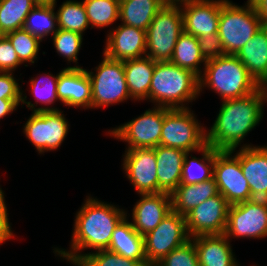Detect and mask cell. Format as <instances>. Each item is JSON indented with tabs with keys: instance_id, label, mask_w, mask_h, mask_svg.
<instances>
[{
	"instance_id": "1",
	"label": "cell",
	"mask_w": 267,
	"mask_h": 266,
	"mask_svg": "<svg viewBox=\"0 0 267 266\" xmlns=\"http://www.w3.org/2000/svg\"><path fill=\"white\" fill-rule=\"evenodd\" d=\"M126 216L124 209L87 197L75 216L71 250L55 248L53 252L76 266L80 262V250L108 249L113 231Z\"/></svg>"
},
{
	"instance_id": "2",
	"label": "cell",
	"mask_w": 267,
	"mask_h": 266,
	"mask_svg": "<svg viewBox=\"0 0 267 266\" xmlns=\"http://www.w3.org/2000/svg\"><path fill=\"white\" fill-rule=\"evenodd\" d=\"M266 102L263 86L245 97L223 100L211 129L206 131V144L217 150H236L262 120Z\"/></svg>"
},
{
	"instance_id": "3",
	"label": "cell",
	"mask_w": 267,
	"mask_h": 266,
	"mask_svg": "<svg viewBox=\"0 0 267 266\" xmlns=\"http://www.w3.org/2000/svg\"><path fill=\"white\" fill-rule=\"evenodd\" d=\"M199 94L196 74L170 61L155 62L149 89L150 102L169 109H188L185 103L195 101Z\"/></svg>"
},
{
	"instance_id": "4",
	"label": "cell",
	"mask_w": 267,
	"mask_h": 266,
	"mask_svg": "<svg viewBox=\"0 0 267 266\" xmlns=\"http://www.w3.org/2000/svg\"><path fill=\"white\" fill-rule=\"evenodd\" d=\"M204 72L199 77V92L209 87L222 100L242 98L255 92L260 86L249 75L241 61L231 54L206 60Z\"/></svg>"
},
{
	"instance_id": "5",
	"label": "cell",
	"mask_w": 267,
	"mask_h": 266,
	"mask_svg": "<svg viewBox=\"0 0 267 266\" xmlns=\"http://www.w3.org/2000/svg\"><path fill=\"white\" fill-rule=\"evenodd\" d=\"M263 26L250 0L238 6L221 0L218 34L225 54L235 55Z\"/></svg>"
},
{
	"instance_id": "6",
	"label": "cell",
	"mask_w": 267,
	"mask_h": 266,
	"mask_svg": "<svg viewBox=\"0 0 267 266\" xmlns=\"http://www.w3.org/2000/svg\"><path fill=\"white\" fill-rule=\"evenodd\" d=\"M183 31L180 5L167 1L146 30V56L155 62L170 61Z\"/></svg>"
},
{
	"instance_id": "7",
	"label": "cell",
	"mask_w": 267,
	"mask_h": 266,
	"mask_svg": "<svg viewBox=\"0 0 267 266\" xmlns=\"http://www.w3.org/2000/svg\"><path fill=\"white\" fill-rule=\"evenodd\" d=\"M191 109L164 107L160 145L196 152L206 145V128L195 118Z\"/></svg>"
},
{
	"instance_id": "8",
	"label": "cell",
	"mask_w": 267,
	"mask_h": 266,
	"mask_svg": "<svg viewBox=\"0 0 267 266\" xmlns=\"http://www.w3.org/2000/svg\"><path fill=\"white\" fill-rule=\"evenodd\" d=\"M87 71L92 90V109L107 107L131 99L125 79L123 61L108 58L103 53V60L95 68Z\"/></svg>"
},
{
	"instance_id": "9",
	"label": "cell",
	"mask_w": 267,
	"mask_h": 266,
	"mask_svg": "<svg viewBox=\"0 0 267 266\" xmlns=\"http://www.w3.org/2000/svg\"><path fill=\"white\" fill-rule=\"evenodd\" d=\"M189 240L185 216L171 211L154 230L144 235L147 265L155 266L173 249Z\"/></svg>"
},
{
	"instance_id": "10",
	"label": "cell",
	"mask_w": 267,
	"mask_h": 266,
	"mask_svg": "<svg viewBox=\"0 0 267 266\" xmlns=\"http://www.w3.org/2000/svg\"><path fill=\"white\" fill-rule=\"evenodd\" d=\"M224 235L229 240L267 237V200L252 199L230 205Z\"/></svg>"
},
{
	"instance_id": "11",
	"label": "cell",
	"mask_w": 267,
	"mask_h": 266,
	"mask_svg": "<svg viewBox=\"0 0 267 266\" xmlns=\"http://www.w3.org/2000/svg\"><path fill=\"white\" fill-rule=\"evenodd\" d=\"M69 124L63 111L32 112L24 125L23 132L27 139L41 154L57 150L65 140Z\"/></svg>"
},
{
	"instance_id": "12",
	"label": "cell",
	"mask_w": 267,
	"mask_h": 266,
	"mask_svg": "<svg viewBox=\"0 0 267 266\" xmlns=\"http://www.w3.org/2000/svg\"><path fill=\"white\" fill-rule=\"evenodd\" d=\"M232 150L215 149V162L213 178L217 184L218 192L230 205L252 200L251 191L243 175L240 159Z\"/></svg>"
},
{
	"instance_id": "13",
	"label": "cell",
	"mask_w": 267,
	"mask_h": 266,
	"mask_svg": "<svg viewBox=\"0 0 267 266\" xmlns=\"http://www.w3.org/2000/svg\"><path fill=\"white\" fill-rule=\"evenodd\" d=\"M163 121L164 107L155 106L137 118L109 130L108 133L127 142L126 149L154 148L160 145Z\"/></svg>"
},
{
	"instance_id": "14",
	"label": "cell",
	"mask_w": 267,
	"mask_h": 266,
	"mask_svg": "<svg viewBox=\"0 0 267 266\" xmlns=\"http://www.w3.org/2000/svg\"><path fill=\"white\" fill-rule=\"evenodd\" d=\"M229 206L227 200L218 193L193 208L185 215L189 237L224 234Z\"/></svg>"
},
{
	"instance_id": "15",
	"label": "cell",
	"mask_w": 267,
	"mask_h": 266,
	"mask_svg": "<svg viewBox=\"0 0 267 266\" xmlns=\"http://www.w3.org/2000/svg\"><path fill=\"white\" fill-rule=\"evenodd\" d=\"M123 170L140 194H157V162L154 148L127 149L123 155Z\"/></svg>"
},
{
	"instance_id": "16",
	"label": "cell",
	"mask_w": 267,
	"mask_h": 266,
	"mask_svg": "<svg viewBox=\"0 0 267 266\" xmlns=\"http://www.w3.org/2000/svg\"><path fill=\"white\" fill-rule=\"evenodd\" d=\"M183 16L184 32L196 38L218 33L221 0H196L179 4Z\"/></svg>"
},
{
	"instance_id": "17",
	"label": "cell",
	"mask_w": 267,
	"mask_h": 266,
	"mask_svg": "<svg viewBox=\"0 0 267 266\" xmlns=\"http://www.w3.org/2000/svg\"><path fill=\"white\" fill-rule=\"evenodd\" d=\"M57 96L65 106L92 109V90L86 69L69 66L59 72Z\"/></svg>"
},
{
	"instance_id": "18",
	"label": "cell",
	"mask_w": 267,
	"mask_h": 266,
	"mask_svg": "<svg viewBox=\"0 0 267 266\" xmlns=\"http://www.w3.org/2000/svg\"><path fill=\"white\" fill-rule=\"evenodd\" d=\"M103 53L110 59L125 61L146 56V31L127 25L110 30Z\"/></svg>"
},
{
	"instance_id": "19",
	"label": "cell",
	"mask_w": 267,
	"mask_h": 266,
	"mask_svg": "<svg viewBox=\"0 0 267 266\" xmlns=\"http://www.w3.org/2000/svg\"><path fill=\"white\" fill-rule=\"evenodd\" d=\"M236 155L253 199L267 200V145H242Z\"/></svg>"
},
{
	"instance_id": "20",
	"label": "cell",
	"mask_w": 267,
	"mask_h": 266,
	"mask_svg": "<svg viewBox=\"0 0 267 266\" xmlns=\"http://www.w3.org/2000/svg\"><path fill=\"white\" fill-rule=\"evenodd\" d=\"M132 210L133 228L144 236L154 230L172 211L171 196L167 193L140 194Z\"/></svg>"
},
{
	"instance_id": "21",
	"label": "cell",
	"mask_w": 267,
	"mask_h": 266,
	"mask_svg": "<svg viewBox=\"0 0 267 266\" xmlns=\"http://www.w3.org/2000/svg\"><path fill=\"white\" fill-rule=\"evenodd\" d=\"M197 252L199 266H240L230 240L224 235H201L190 238Z\"/></svg>"
},
{
	"instance_id": "22",
	"label": "cell",
	"mask_w": 267,
	"mask_h": 266,
	"mask_svg": "<svg viewBox=\"0 0 267 266\" xmlns=\"http://www.w3.org/2000/svg\"><path fill=\"white\" fill-rule=\"evenodd\" d=\"M235 56L259 86L267 85V26L263 25Z\"/></svg>"
},
{
	"instance_id": "23",
	"label": "cell",
	"mask_w": 267,
	"mask_h": 266,
	"mask_svg": "<svg viewBox=\"0 0 267 266\" xmlns=\"http://www.w3.org/2000/svg\"><path fill=\"white\" fill-rule=\"evenodd\" d=\"M157 162L158 193L171 194L181 183L185 151L158 145L154 147Z\"/></svg>"
},
{
	"instance_id": "24",
	"label": "cell",
	"mask_w": 267,
	"mask_h": 266,
	"mask_svg": "<svg viewBox=\"0 0 267 266\" xmlns=\"http://www.w3.org/2000/svg\"><path fill=\"white\" fill-rule=\"evenodd\" d=\"M218 193L214 178L196 184L180 183L170 194L172 211L185 216L193 208Z\"/></svg>"
},
{
	"instance_id": "25",
	"label": "cell",
	"mask_w": 267,
	"mask_h": 266,
	"mask_svg": "<svg viewBox=\"0 0 267 266\" xmlns=\"http://www.w3.org/2000/svg\"><path fill=\"white\" fill-rule=\"evenodd\" d=\"M127 88L132 99L149 100V89L155 61L145 56L123 61Z\"/></svg>"
},
{
	"instance_id": "26",
	"label": "cell",
	"mask_w": 267,
	"mask_h": 266,
	"mask_svg": "<svg viewBox=\"0 0 267 266\" xmlns=\"http://www.w3.org/2000/svg\"><path fill=\"white\" fill-rule=\"evenodd\" d=\"M108 250L135 261H146L144 236L133 228L127 216L113 231Z\"/></svg>"
},
{
	"instance_id": "27",
	"label": "cell",
	"mask_w": 267,
	"mask_h": 266,
	"mask_svg": "<svg viewBox=\"0 0 267 266\" xmlns=\"http://www.w3.org/2000/svg\"><path fill=\"white\" fill-rule=\"evenodd\" d=\"M168 0H125L120 1L121 24L147 30L156 13Z\"/></svg>"
},
{
	"instance_id": "28",
	"label": "cell",
	"mask_w": 267,
	"mask_h": 266,
	"mask_svg": "<svg viewBox=\"0 0 267 266\" xmlns=\"http://www.w3.org/2000/svg\"><path fill=\"white\" fill-rule=\"evenodd\" d=\"M197 152L202 153V158L193 157L189 160L190 152L184 156L181 184H196L213 178V166L215 162V149L206 144Z\"/></svg>"
},
{
	"instance_id": "29",
	"label": "cell",
	"mask_w": 267,
	"mask_h": 266,
	"mask_svg": "<svg viewBox=\"0 0 267 266\" xmlns=\"http://www.w3.org/2000/svg\"><path fill=\"white\" fill-rule=\"evenodd\" d=\"M56 0L38 3L27 15L23 28L41 41L57 32Z\"/></svg>"
},
{
	"instance_id": "30",
	"label": "cell",
	"mask_w": 267,
	"mask_h": 266,
	"mask_svg": "<svg viewBox=\"0 0 267 266\" xmlns=\"http://www.w3.org/2000/svg\"><path fill=\"white\" fill-rule=\"evenodd\" d=\"M170 62L181 68L190 70L200 77L202 74L200 66L202 63L205 65L206 60L200 53L197 38L183 31L175 44Z\"/></svg>"
},
{
	"instance_id": "31",
	"label": "cell",
	"mask_w": 267,
	"mask_h": 266,
	"mask_svg": "<svg viewBox=\"0 0 267 266\" xmlns=\"http://www.w3.org/2000/svg\"><path fill=\"white\" fill-rule=\"evenodd\" d=\"M38 3L37 0H0V35L23 28L27 15Z\"/></svg>"
},
{
	"instance_id": "32",
	"label": "cell",
	"mask_w": 267,
	"mask_h": 266,
	"mask_svg": "<svg viewBox=\"0 0 267 266\" xmlns=\"http://www.w3.org/2000/svg\"><path fill=\"white\" fill-rule=\"evenodd\" d=\"M58 76L59 73L54 76L52 74H45L44 78H33L29 81L32 96L35 98V104L31 103L30 101H26L27 96H24L22 91V104H26V106L31 109L33 112L39 111H57L59 108L54 107H39L35 108L37 104L40 102L44 105H51L54 102L59 101L57 96V84H58ZM36 105V106H35Z\"/></svg>"
},
{
	"instance_id": "33",
	"label": "cell",
	"mask_w": 267,
	"mask_h": 266,
	"mask_svg": "<svg viewBox=\"0 0 267 266\" xmlns=\"http://www.w3.org/2000/svg\"><path fill=\"white\" fill-rule=\"evenodd\" d=\"M56 15L57 26L62 30L83 35V32L90 26L83 2L77 0L64 1Z\"/></svg>"
},
{
	"instance_id": "34",
	"label": "cell",
	"mask_w": 267,
	"mask_h": 266,
	"mask_svg": "<svg viewBox=\"0 0 267 266\" xmlns=\"http://www.w3.org/2000/svg\"><path fill=\"white\" fill-rule=\"evenodd\" d=\"M91 28H104L119 19V0H83Z\"/></svg>"
},
{
	"instance_id": "35",
	"label": "cell",
	"mask_w": 267,
	"mask_h": 266,
	"mask_svg": "<svg viewBox=\"0 0 267 266\" xmlns=\"http://www.w3.org/2000/svg\"><path fill=\"white\" fill-rule=\"evenodd\" d=\"M11 42L19 61L34 64L39 52L40 42L38 37L33 36L24 28L17 29L5 35Z\"/></svg>"
},
{
	"instance_id": "36",
	"label": "cell",
	"mask_w": 267,
	"mask_h": 266,
	"mask_svg": "<svg viewBox=\"0 0 267 266\" xmlns=\"http://www.w3.org/2000/svg\"><path fill=\"white\" fill-rule=\"evenodd\" d=\"M77 266H148L146 261H135L125 258L108 249L89 253H80Z\"/></svg>"
},
{
	"instance_id": "37",
	"label": "cell",
	"mask_w": 267,
	"mask_h": 266,
	"mask_svg": "<svg viewBox=\"0 0 267 266\" xmlns=\"http://www.w3.org/2000/svg\"><path fill=\"white\" fill-rule=\"evenodd\" d=\"M52 39L58 55L60 54V56L66 58L68 62L72 61L77 64V56L83 42V35L58 28Z\"/></svg>"
},
{
	"instance_id": "38",
	"label": "cell",
	"mask_w": 267,
	"mask_h": 266,
	"mask_svg": "<svg viewBox=\"0 0 267 266\" xmlns=\"http://www.w3.org/2000/svg\"><path fill=\"white\" fill-rule=\"evenodd\" d=\"M155 266H199L193 241L190 239L184 245L173 249Z\"/></svg>"
},
{
	"instance_id": "39",
	"label": "cell",
	"mask_w": 267,
	"mask_h": 266,
	"mask_svg": "<svg viewBox=\"0 0 267 266\" xmlns=\"http://www.w3.org/2000/svg\"><path fill=\"white\" fill-rule=\"evenodd\" d=\"M200 53L205 60L224 56V49L218 33L197 37Z\"/></svg>"
},
{
	"instance_id": "40",
	"label": "cell",
	"mask_w": 267,
	"mask_h": 266,
	"mask_svg": "<svg viewBox=\"0 0 267 266\" xmlns=\"http://www.w3.org/2000/svg\"><path fill=\"white\" fill-rule=\"evenodd\" d=\"M21 64L9 39L0 35V71L13 72Z\"/></svg>"
},
{
	"instance_id": "41",
	"label": "cell",
	"mask_w": 267,
	"mask_h": 266,
	"mask_svg": "<svg viewBox=\"0 0 267 266\" xmlns=\"http://www.w3.org/2000/svg\"><path fill=\"white\" fill-rule=\"evenodd\" d=\"M0 99H22V90L13 72L0 71Z\"/></svg>"
},
{
	"instance_id": "42",
	"label": "cell",
	"mask_w": 267,
	"mask_h": 266,
	"mask_svg": "<svg viewBox=\"0 0 267 266\" xmlns=\"http://www.w3.org/2000/svg\"><path fill=\"white\" fill-rule=\"evenodd\" d=\"M11 229L4 192L2 188H0V244L14 237Z\"/></svg>"
},
{
	"instance_id": "43",
	"label": "cell",
	"mask_w": 267,
	"mask_h": 266,
	"mask_svg": "<svg viewBox=\"0 0 267 266\" xmlns=\"http://www.w3.org/2000/svg\"><path fill=\"white\" fill-rule=\"evenodd\" d=\"M22 99H0V120L17 109Z\"/></svg>"
},
{
	"instance_id": "44",
	"label": "cell",
	"mask_w": 267,
	"mask_h": 266,
	"mask_svg": "<svg viewBox=\"0 0 267 266\" xmlns=\"http://www.w3.org/2000/svg\"><path fill=\"white\" fill-rule=\"evenodd\" d=\"M256 13L261 18L263 25L267 26V0H250Z\"/></svg>"
},
{
	"instance_id": "45",
	"label": "cell",
	"mask_w": 267,
	"mask_h": 266,
	"mask_svg": "<svg viewBox=\"0 0 267 266\" xmlns=\"http://www.w3.org/2000/svg\"><path fill=\"white\" fill-rule=\"evenodd\" d=\"M168 1L173 2V3L180 4V3L186 2V1H196V0H168Z\"/></svg>"
},
{
	"instance_id": "46",
	"label": "cell",
	"mask_w": 267,
	"mask_h": 266,
	"mask_svg": "<svg viewBox=\"0 0 267 266\" xmlns=\"http://www.w3.org/2000/svg\"><path fill=\"white\" fill-rule=\"evenodd\" d=\"M38 2H53V0H37Z\"/></svg>"
}]
</instances>
